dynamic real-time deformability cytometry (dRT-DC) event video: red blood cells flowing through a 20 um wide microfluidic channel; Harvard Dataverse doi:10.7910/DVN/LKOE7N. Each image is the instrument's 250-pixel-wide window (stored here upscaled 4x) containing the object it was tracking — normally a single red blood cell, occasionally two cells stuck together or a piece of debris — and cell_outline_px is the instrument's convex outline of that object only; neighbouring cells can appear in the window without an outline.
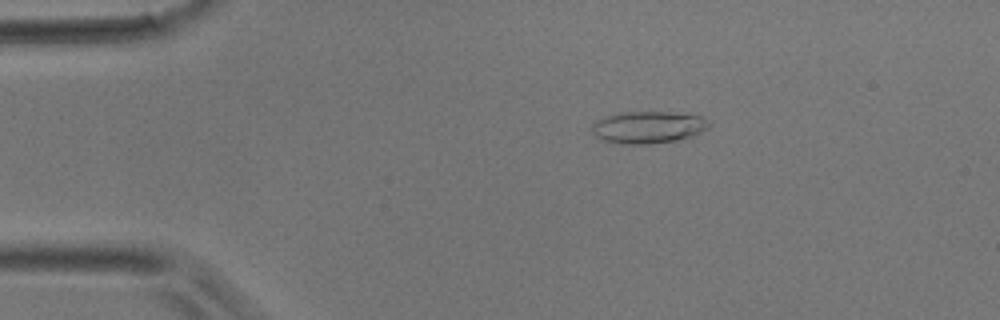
{"species": "common noctule bat (a hibernating species)", "species_latin": "Nyctalus noctula", "temperature_condition": "room temperature", "stored_images_in_passage": 4, "camera_frame_rate_fps": 3000, "um_per_image_px": 0.085, "animal": {"sex": "male", "body_mass_g": 17.9}, "frame": {"image": 1, "passage_image": 3, "time_ms": 0.667, "image_size_px": [1000, 320], "cell_outline_px": [[708, 128], [692, 136], [676, 140], [648, 144], [620, 144], [600, 140], [592, 136], [592, 124], [596, 120], [604, 116], [620, 112], [668, 112], [700, 116], [708, 124]], "centroid_in_image_um": [54.98, 10.83], "position_along_channel_um": 30.0, "area_um2": 21.91}}